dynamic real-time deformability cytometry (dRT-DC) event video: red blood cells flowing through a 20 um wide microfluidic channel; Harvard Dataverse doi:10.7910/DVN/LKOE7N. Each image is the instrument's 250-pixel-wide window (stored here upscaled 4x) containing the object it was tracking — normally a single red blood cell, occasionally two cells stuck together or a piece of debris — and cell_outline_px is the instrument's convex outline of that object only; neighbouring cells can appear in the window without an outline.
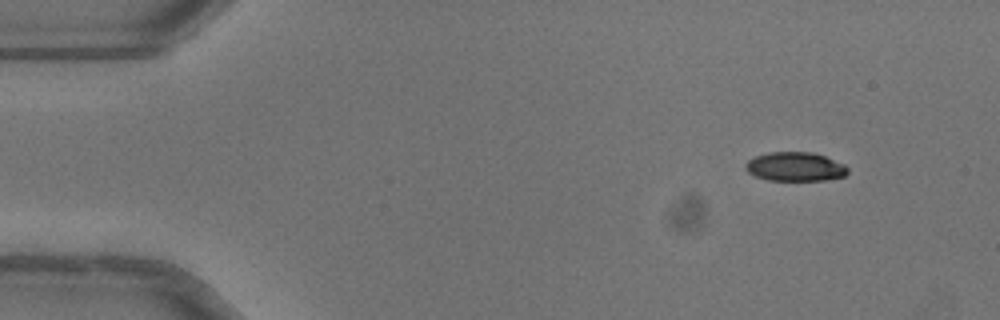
{"species": "common noctule bat (a hibernating species)", "species_latin": "Nyctalus noctula", "temperature_condition": "warm", "stored_images_in_passage": 47, "camera_frame_rate_fps": 3000, "um_per_image_px": 0.085, "animal": {"sex": "female"}, "frame": {"image": 1, "passage_image": 1, "time_ms": 0.0, "image_size_px": [1000, 320], "cell_outline_px": [[848, 172], [844, 176], [824, 180], [768, 180], [756, 176], [748, 172], [744, 168], [744, 164], [748, 160], [756, 156], [768, 152], [812, 152], [824, 156], [844, 164], [848, 168]], "centroid_in_image_um": [67.57, 14.16], "position_along_channel_um": 17.4, "area_um2": 17.22}}
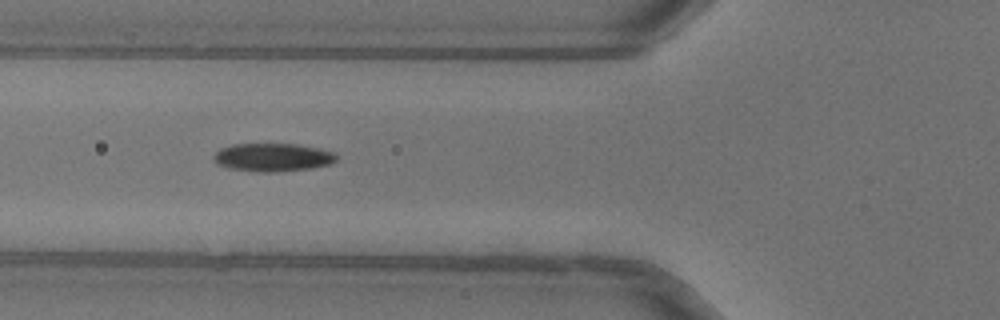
{"frame": {"image": 2, "passage_image": 15, "time_ms": 4.667, "image_size_px": [1000, 320], "cell_outline_px": [[336, 160], [332, 164], [312, 168], [276, 172], [264, 172], [232, 168], [216, 164], [212, 156], [220, 148], [232, 144], [300, 144], [320, 148], [332, 152], [336, 156]], "centroid_in_image_um": [23.19, 13.36], "position_along_channel_um": 102.6, "area_um2": 20.17}}
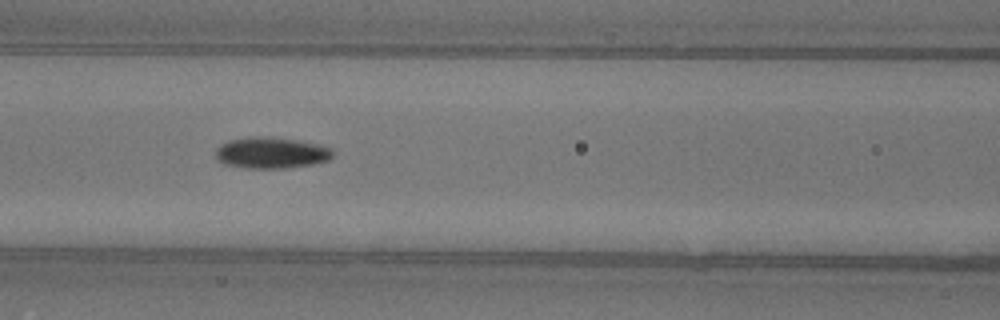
{"frame": {"image": 3, "passage_image": 18, "time_ms": 5.667, "image_size_px": [1000, 320], "cell_outline_px": [[332, 156], [328, 160], [312, 164], [284, 168], [244, 168], [224, 164], [216, 156], [216, 148], [220, 144], [228, 140], [248, 136], [272, 136], [320, 144], [332, 148]], "centroid_in_image_um": [23.03, 12.97], "position_along_channel_um": 143.6, "area_um2": 21.5}, "authors_computed_cell_mechanics": {"area_um2": 19.363, "velocity_mm_per_s": 4.0455, "shape_relaxation_time_tau1_ms": 4.5744, "shape_relaxation_time_tau2_ms": 5.2829, "deformation_change_tau1": 0.1438, "deformation_change_tau2": 0.1047}}